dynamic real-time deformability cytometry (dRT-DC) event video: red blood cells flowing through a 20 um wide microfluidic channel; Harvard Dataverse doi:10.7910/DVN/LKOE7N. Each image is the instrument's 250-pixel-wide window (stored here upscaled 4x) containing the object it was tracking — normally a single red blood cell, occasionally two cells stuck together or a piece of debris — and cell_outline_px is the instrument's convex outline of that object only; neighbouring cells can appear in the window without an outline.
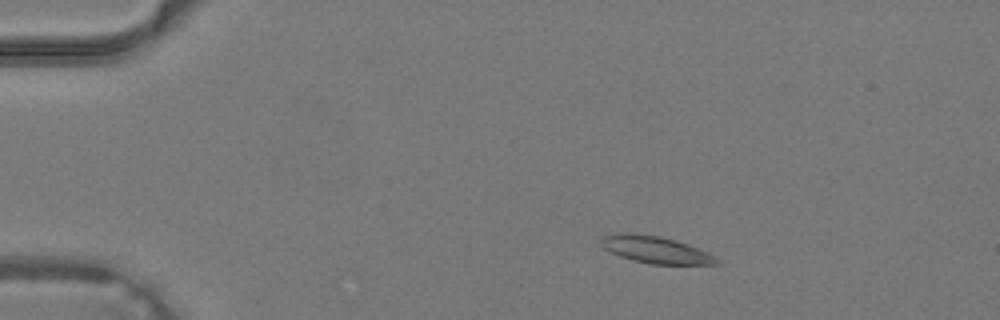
{"species": "common noctule bat (a hibernating species)", "species_latin": "Nyctalus noctula", "temperature_condition": "warm", "stored_images_in_passage": 37, "camera_frame_rate_fps": 3000, "um_per_image_px": 0.085, "animal": {"sex": "male", "body_mass_g": 19.2, "forearm_length_mm": 51.8}, "frame": {"image": 1, "passage_image": 4, "time_ms": 1.0, "image_size_px": [1000, 320], "cell_outline_px": [[720, 264], [652, 264], [632, 260], [620, 256], [604, 248], [600, 244], [600, 240], [604, 236], [616, 232], [632, 232], [660, 236], [676, 240], [688, 244], [708, 252], [720, 260]], "centroid_in_image_um": [55.71, 21.21], "position_along_channel_um": 29.3, "area_um2": 18.32}}
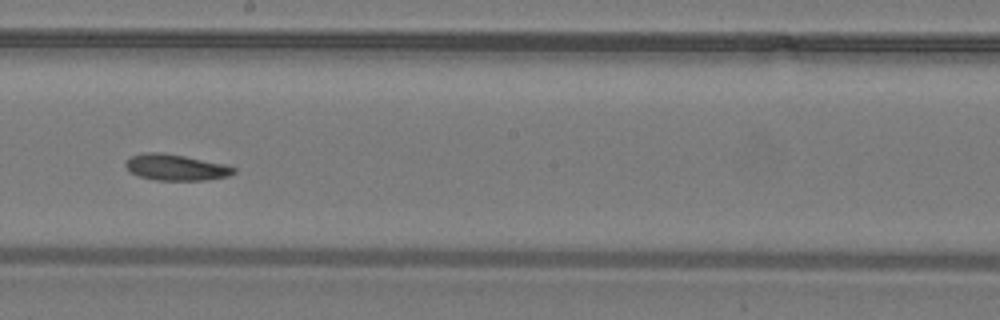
{"frame": {"image": 2, "passage_image": 20, "time_ms": 6.333, "image_size_px": [1000, 320], "cell_outline_px": [[236, 172], [228, 176], [204, 180], [156, 180], [140, 176], [128, 172], [124, 164], [132, 156], [144, 152], [160, 152], [184, 156], [224, 164], [236, 168]], "centroid_in_image_um": [14.93, 14.23], "position_along_channel_um": 233.3, "area_um2": 16.36}}
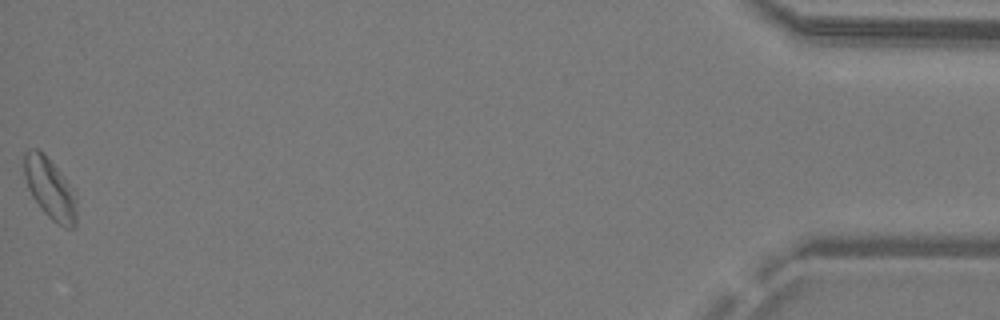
{"frame": {"image": 3, "passage_image": 37, "time_ms": 12.0, "image_size_px": [1000, 320], "cell_outline_px": [[76, 224], [72, 228], [64, 228], [56, 224], [44, 212], [32, 196], [28, 188], [24, 176], [24, 152], [28, 148], [40, 148], [44, 152], [64, 176], [76, 192]], "centroid_in_image_um": [4.25, 16.0], "position_along_channel_um": 430.9, "area_um2": 19.02}}